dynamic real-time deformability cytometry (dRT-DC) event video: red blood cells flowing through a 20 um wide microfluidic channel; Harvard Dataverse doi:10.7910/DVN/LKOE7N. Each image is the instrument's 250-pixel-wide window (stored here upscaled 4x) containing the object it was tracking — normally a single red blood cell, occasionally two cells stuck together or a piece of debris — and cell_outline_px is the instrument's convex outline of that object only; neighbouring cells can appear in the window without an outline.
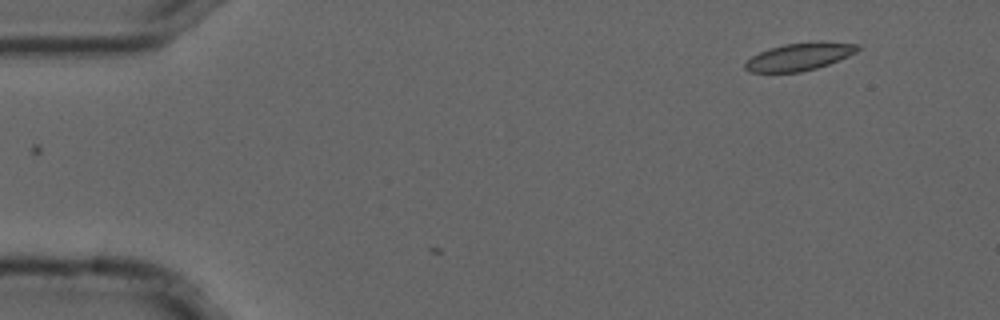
{"species": "common noctule bat (a hibernating species)", "species_latin": "Nyctalus noctula", "temperature_condition": "cold", "stored_images_in_passage": 4, "camera_frame_rate_fps": 3000, "um_per_image_px": 0.085, "animal": {"sex": "male", "forearm_length_mm": 52.5}, "frame": {"image": 1, "passage_image": 4, "time_ms": 1.0, "image_size_px": [1000, 320], "cell_outline_px": [[860, 48], [856, 52], [848, 56], [828, 64], [816, 68], [800, 72], [748, 72], [744, 68], [744, 64], [752, 56], [768, 48], [784, 44], [860, 44]], "centroid_in_image_um": [67.85, 4.87], "position_along_channel_um": 17.2, "area_um2": 17.17}}